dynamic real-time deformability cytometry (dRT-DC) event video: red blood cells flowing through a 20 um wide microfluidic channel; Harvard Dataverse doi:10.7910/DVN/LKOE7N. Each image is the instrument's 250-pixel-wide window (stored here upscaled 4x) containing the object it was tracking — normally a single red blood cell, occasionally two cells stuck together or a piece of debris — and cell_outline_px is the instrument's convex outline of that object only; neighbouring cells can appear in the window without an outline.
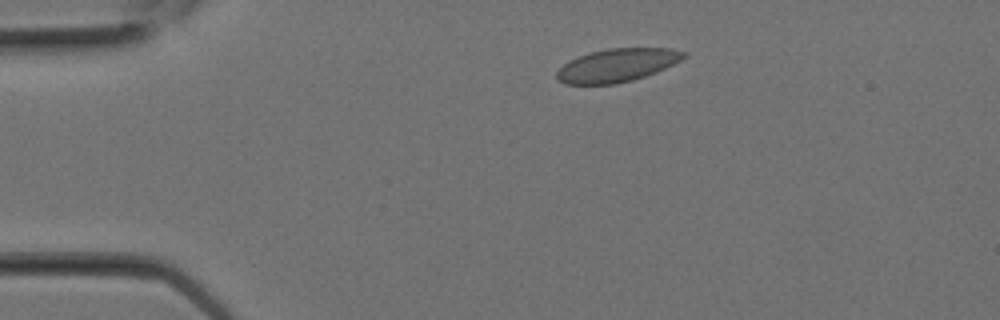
{"species": "Egyptian fruit bat (a non-hibernating species)", "species_latin": "Rousettus aegyptiacus", "temperature_condition": "room temperature", "stored_images_in_passage": 16, "camera_frame_rate_fps": 3000, "um_per_image_px": 0.085, "animal": {"sex": "female"}, "frame": {"image": 1, "passage_image": 4, "time_ms": 1.0, "image_size_px": [1000, 320], "cell_outline_px": [[684, 56], [680, 60], [656, 72], [632, 80], [616, 84], [564, 84], [556, 80], [556, 72], [568, 60], [592, 52], [608, 48], [672, 48], [684, 52]], "centroid_in_image_um": [52.4, 5.55], "position_along_channel_um": 32.6, "area_um2": 24.33}}
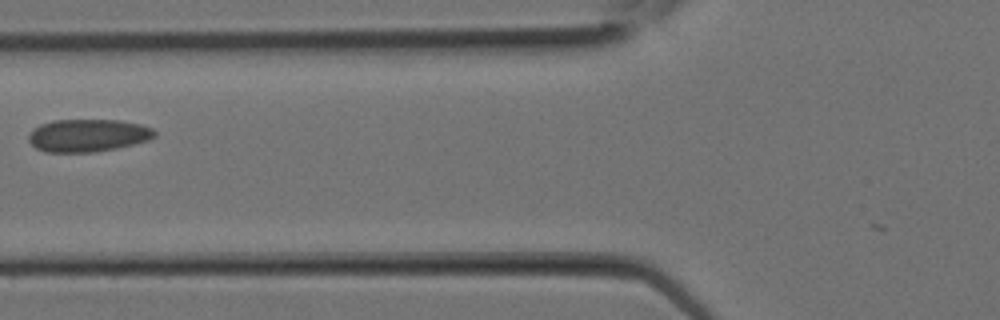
{"frame": {"image": 2, "passage_image": 9, "time_ms": 2.667, "image_size_px": [1000, 320], "cell_outline_px": [[156, 136], [148, 140], [116, 148], [92, 152], [44, 152], [36, 148], [28, 140], [28, 136], [32, 128], [40, 124], [52, 120], [120, 120], [140, 124], [152, 128], [156, 132]], "centroid_in_image_um": [7.44, 11.5], "position_along_channel_um": 118.4, "area_um2": 24.04}}
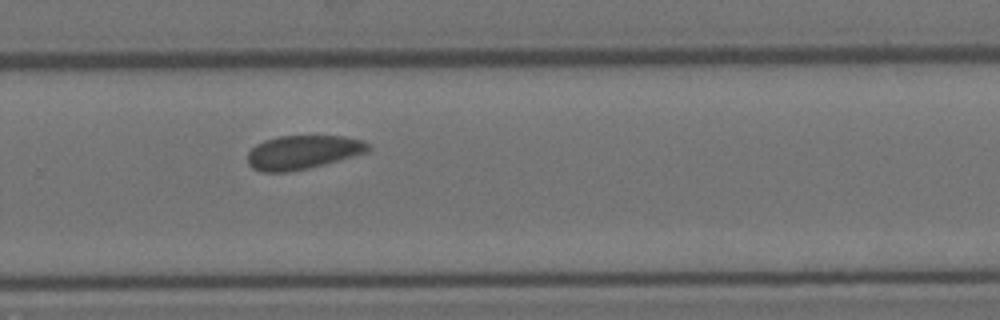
{"frame": {"image": 3, "passage_image": 16, "time_ms": 5.0, "image_size_px": [1000, 320], "cell_outline_px": [[372, 148], [368, 152], [324, 164], [308, 168], [288, 172], [260, 172], [252, 168], [248, 164], [248, 152], [256, 144], [264, 140], [276, 136], [344, 136], [364, 140]], "centroid_in_image_um": [25.73, 12.93], "position_along_channel_um": 304.1, "area_um2": 23.93}}